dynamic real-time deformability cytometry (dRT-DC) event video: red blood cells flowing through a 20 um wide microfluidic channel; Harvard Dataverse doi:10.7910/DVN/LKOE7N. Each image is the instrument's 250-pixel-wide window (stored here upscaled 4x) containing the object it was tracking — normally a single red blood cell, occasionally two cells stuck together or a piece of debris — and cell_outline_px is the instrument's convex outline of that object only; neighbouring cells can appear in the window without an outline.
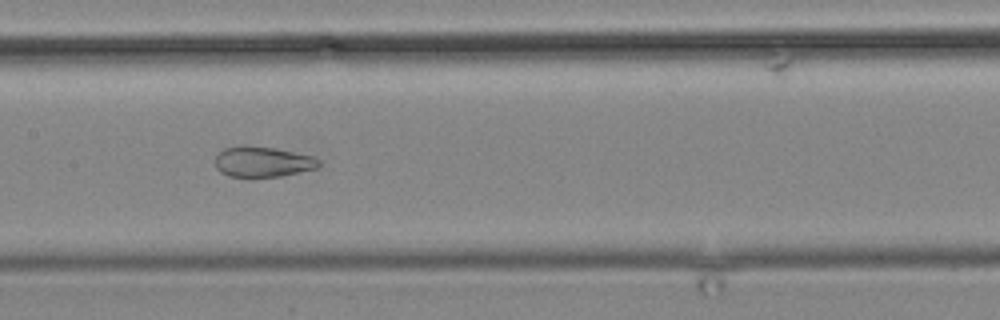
{"species": "common noctule bat (a hibernating species)", "species_latin": "Nyctalus noctula", "temperature_condition": "cold", "stored_images_in_passage": 14, "camera_frame_rate_fps": 3000, "um_per_image_px": 0.085, "animal": {"sex": "male", "body_mass_g": 19.2, "forearm_length_mm": 51.8}, "frame": {"image": 1, "passage_image": 12, "time_ms": 14.333, "image_size_px": [1000, 320], "cell_outline_px": [[320, 164], [316, 168], [280, 176], [252, 180], [248, 180], [228, 176], [220, 172], [216, 168], [216, 156], [224, 148], [240, 144], [244, 144], [276, 148], [312, 156], [320, 160]], "centroid_in_image_um": [22.26, 13.78], "position_along_channel_um": 185.1, "area_um2": 19.19}}
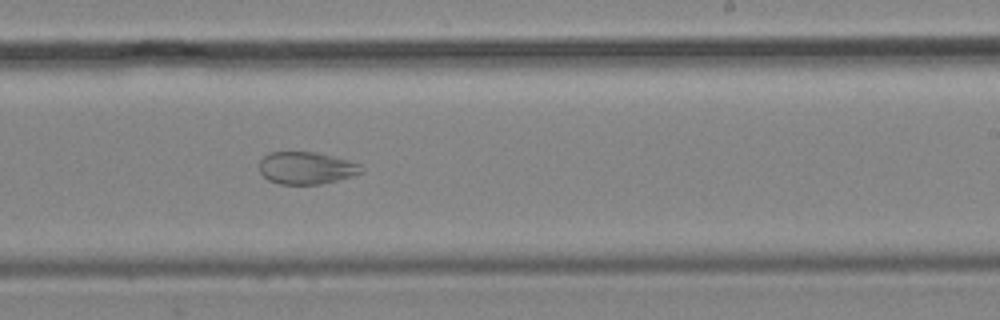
{"frame": {"image": 2, "passage_image": 14, "time_ms": 16.667, "image_size_px": [1000, 320], "cell_outline_px": [[364, 172], [352, 176], [320, 184], [280, 184], [268, 180], [260, 172], [260, 160], [268, 152], [316, 152], [348, 160], [360, 164], [364, 168]], "centroid_in_image_um": [26.05, 14.27], "position_along_channel_um": 263.0, "area_um2": 19.19}}